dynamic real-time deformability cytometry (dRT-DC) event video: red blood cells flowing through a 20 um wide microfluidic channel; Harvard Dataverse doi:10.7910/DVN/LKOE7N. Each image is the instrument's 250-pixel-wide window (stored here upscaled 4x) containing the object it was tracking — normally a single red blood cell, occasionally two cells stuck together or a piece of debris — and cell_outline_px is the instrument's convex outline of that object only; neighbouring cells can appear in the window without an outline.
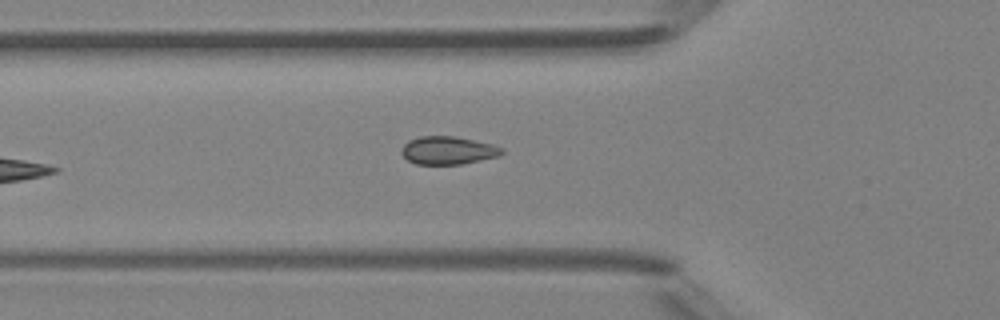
{"species": "Egyptian fruit bat (a non-hibernating species)", "species_latin": "Rousettus aegyptiacus", "temperature_condition": "room temperature", "stored_images_in_passage": 6, "camera_frame_rate_fps": 3000, "um_per_image_px": 0.085, "animal": {"sex": "female"}, "frame": {"image": 1, "passage_image": 6, "time_ms": 6.0, "image_size_px": [1000, 320], "cell_outline_px": [[504, 152], [500, 156], [460, 164], [416, 164], [408, 160], [400, 152], [400, 148], [408, 140], [420, 136], [456, 136], [492, 144], [504, 148]], "centroid_in_image_um": [38.07, 12.77], "position_along_channel_um": 87.7, "area_um2": 16.47}}